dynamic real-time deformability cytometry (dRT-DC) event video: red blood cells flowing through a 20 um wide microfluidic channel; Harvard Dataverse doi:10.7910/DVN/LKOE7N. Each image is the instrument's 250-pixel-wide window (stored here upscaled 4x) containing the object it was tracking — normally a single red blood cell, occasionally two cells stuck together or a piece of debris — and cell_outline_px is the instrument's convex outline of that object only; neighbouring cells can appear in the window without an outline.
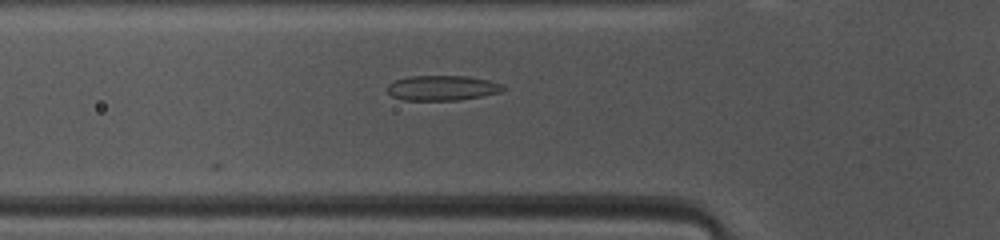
{"species": "common noctule bat (a hibernating species)", "species_latin": "Nyctalus noctula", "temperature_condition": "warm", "stored_images_in_passage": 16, "camera_frame_rate_fps": 3000, "um_per_image_px": 0.085, "animal": {"sex": "female", "body_mass_g": 10.0, "forearm_length_mm": 53.1}, "frame": {"image": 1, "passage_image": 3, "time_ms": 0.667, "image_size_px": [1000, 240], "cell_outline_px": [[508, 88], [500, 92], [460, 100], [404, 100], [392, 96], [388, 92], [388, 84], [396, 80], [408, 76], [468, 76], [488, 80], [504, 84]], "centroid_in_image_um": [37.63, 7.47], "position_along_channel_um": 88.2, "area_um2": 16.94}}
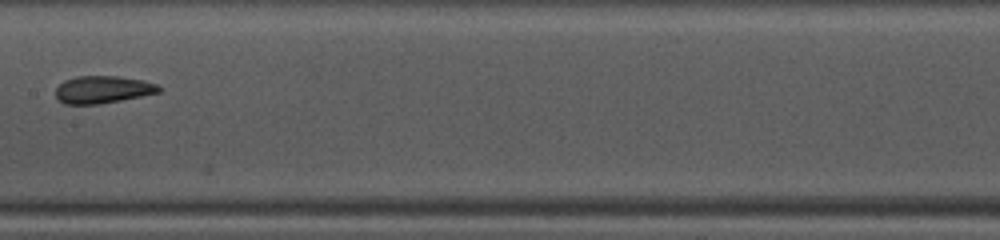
{"frame": {"image": 2, "passage_image": 11, "time_ms": 3.333, "image_size_px": [1000, 240], "cell_outline_px": [[164, 88], [160, 92], [100, 104], [64, 104], [56, 96], [56, 88], [64, 80], [76, 76], [120, 76], [144, 80], [156, 84]], "centroid_in_image_um": [8.75, 7.6], "position_along_channel_um": 198.6, "area_um2": 16.53}}
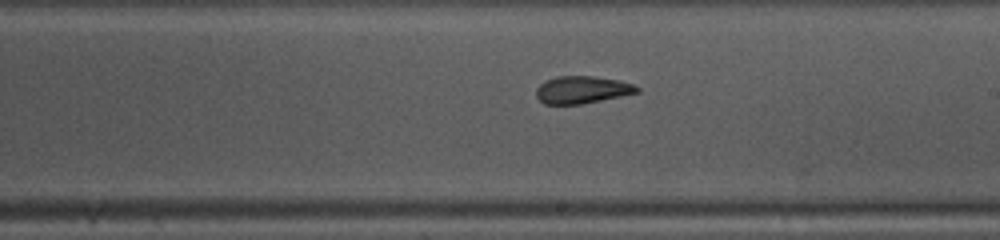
{"frame": {"image": 3, "passage_image": 14, "time_ms": 4.333, "image_size_px": [1000, 240], "cell_outline_px": [[640, 92], [584, 104], [544, 104], [536, 96], [536, 88], [544, 80], [556, 76], [592, 76], [620, 80], [632, 84], [640, 88]], "centroid_in_image_um": [49.47, 7.63], "position_along_channel_um": 239.5, "area_um2": 16.24}}